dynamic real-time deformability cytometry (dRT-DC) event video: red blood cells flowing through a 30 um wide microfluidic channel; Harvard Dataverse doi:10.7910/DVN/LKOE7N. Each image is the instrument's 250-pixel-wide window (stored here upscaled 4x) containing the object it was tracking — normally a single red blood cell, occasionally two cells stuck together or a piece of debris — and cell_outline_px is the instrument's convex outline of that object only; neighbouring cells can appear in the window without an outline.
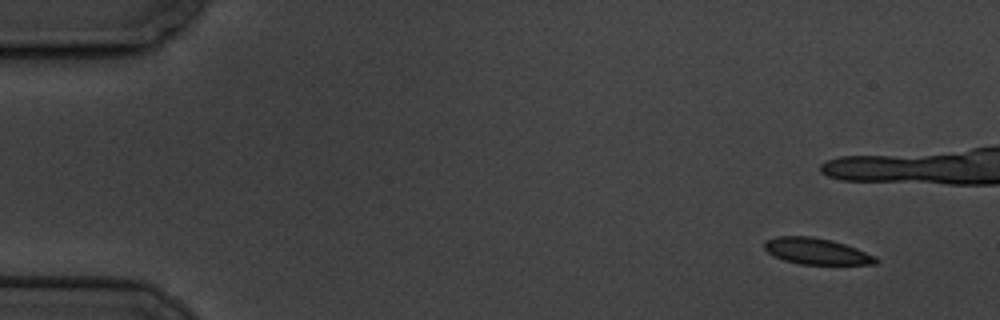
{"species": "common noctule bat (a hibernating species)", "species_latin": "Nyctalus noctula", "temperature_condition": "cold", "stored_images_in_passage": 8, "camera_frame_rate_fps": 3000, "um_per_image_px": 0.085, "animal": {"sex": "male", "body_mass_g": 19.5, "forearm_length_mm": 54.6}, "frame": {"image": 1, "passage_image": 1, "time_ms": 0.0, "image_size_px": [1000, 320], "cell_outline_px": [[880, 260], [876, 264], [800, 264], [784, 260], [768, 252], [764, 248], [764, 240], [776, 236], [812, 236], [832, 240], [856, 248], [876, 256]], "centroid_in_image_um": [69.4, 21.35], "position_along_channel_um": 15.6, "area_um2": 17.05}}